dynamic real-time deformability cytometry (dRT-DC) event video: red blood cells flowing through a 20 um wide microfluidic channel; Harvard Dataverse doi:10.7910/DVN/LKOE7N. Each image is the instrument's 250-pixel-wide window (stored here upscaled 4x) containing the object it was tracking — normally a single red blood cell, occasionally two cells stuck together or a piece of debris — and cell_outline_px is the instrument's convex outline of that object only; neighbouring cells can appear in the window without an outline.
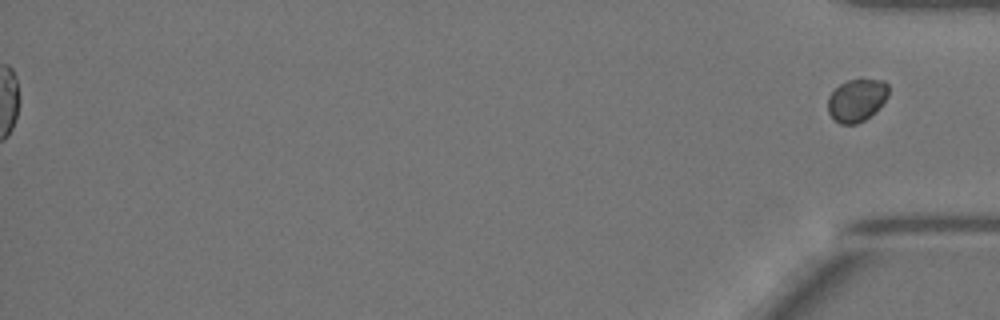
{"species": "Egyptian fruit bat (a non-hibernating species)", "species_latin": "Rousettus aegyptiacus", "temperature_condition": "warm", "stored_images_in_passage": 43, "segment_of_instrument_passage": [2, 2], "camera_frame_rate_fps": 3000, "um_per_image_px": 0.085, "animal": {"sex": "female"}, "frame": {"image": 1, "passage_image": 43, "time_ms": 14.0, "image_size_px": [1000, 320], "cell_outline_px": [[888, 96], [876, 112], [864, 120], [856, 124], [840, 124], [828, 112], [828, 96], [840, 84], [848, 80], [860, 76], [884, 80], [888, 84]], "centroid_in_image_um": [72.85, 8.46], "position_along_channel_um": 362.3, "area_um2": 15.49}}